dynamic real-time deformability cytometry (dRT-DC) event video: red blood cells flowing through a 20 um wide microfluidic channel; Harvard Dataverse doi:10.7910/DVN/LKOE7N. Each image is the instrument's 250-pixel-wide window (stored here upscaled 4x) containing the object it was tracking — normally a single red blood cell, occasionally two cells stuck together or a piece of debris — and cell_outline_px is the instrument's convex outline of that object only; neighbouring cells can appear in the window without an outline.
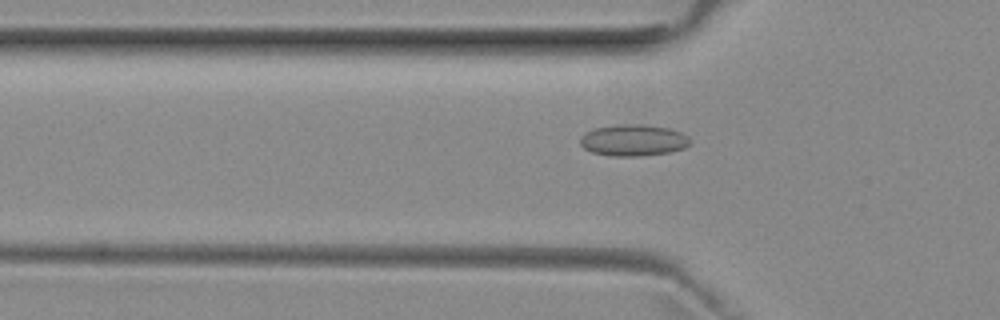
{"species": "common noctule bat (a hibernating species)", "species_latin": "Nyctalus noctula", "temperature_condition": "room temperature", "stored_images_in_passage": 38, "camera_frame_rate_fps": 3000, "um_per_image_px": 0.085, "animal": {"sex": "female", "body_mass_g": 29.2, "forearm_length_mm": 56.3}, "frame": {"image": 1, "passage_image": 7, "time_ms": 2.0, "image_size_px": [1000, 320], "cell_outline_px": [[692, 140], [684, 148], [668, 152], [640, 156], [612, 156], [592, 152], [584, 148], [580, 144], [580, 136], [584, 132], [592, 128], [620, 124], [644, 124], [668, 128], [680, 132], [688, 136]], "centroid_in_image_um": [53.8, 11.91], "position_along_channel_um": 72.0, "area_um2": 20.29}}
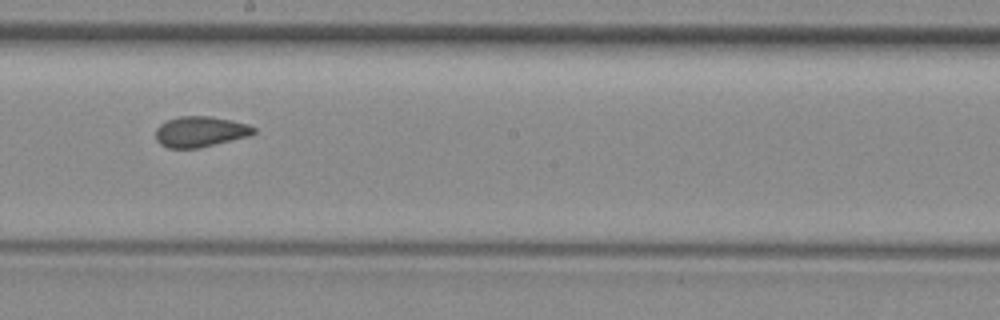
{"frame": {"image": 2, "passage_image": 19, "time_ms": 6.0, "image_size_px": [1000, 320], "cell_outline_px": [[256, 132], [248, 136], [200, 148], [168, 148], [160, 144], [156, 140], [156, 128], [160, 124], [168, 120], [180, 116], [208, 116], [232, 120], [248, 124], [256, 128]], "centroid_in_image_um": [17.02, 11.19], "position_along_channel_um": 231.2, "area_um2": 17.51}}
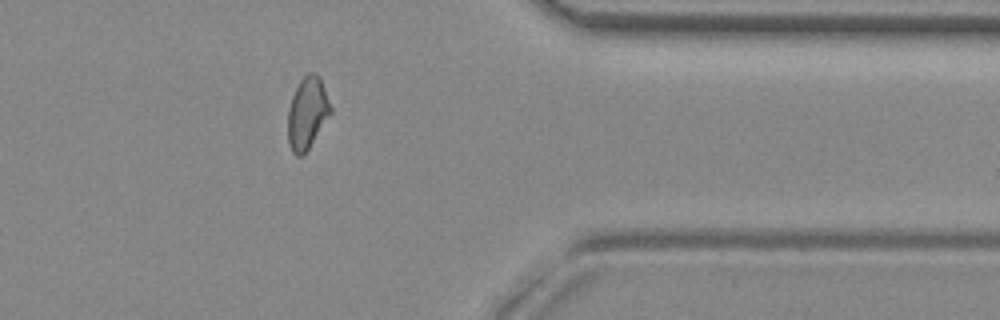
{"frame": {"image": 3, "passage_image": 32, "time_ms": 10.333, "image_size_px": [1000, 320], "cell_outline_px": [[332, 112], [308, 148], [300, 156], [296, 156], [292, 152], [288, 144], [288, 108], [292, 96], [300, 80], [308, 72], [312, 72], [320, 76], [332, 108]], "centroid_in_image_um": [26.11, 9.59], "position_along_channel_um": 385.3, "area_um2": 17.8}, "authors_computed_cell_mechanics": {"area_um2": 17.8891, "velocity_mm_per_s": 3.9657, "shape_relaxation_time_tau1_ms": null, "shape_relaxation_time_tau2_ms": 1.8149, "deformation_change_tau1": null, "deformation_change_tau2": 0.0734}}